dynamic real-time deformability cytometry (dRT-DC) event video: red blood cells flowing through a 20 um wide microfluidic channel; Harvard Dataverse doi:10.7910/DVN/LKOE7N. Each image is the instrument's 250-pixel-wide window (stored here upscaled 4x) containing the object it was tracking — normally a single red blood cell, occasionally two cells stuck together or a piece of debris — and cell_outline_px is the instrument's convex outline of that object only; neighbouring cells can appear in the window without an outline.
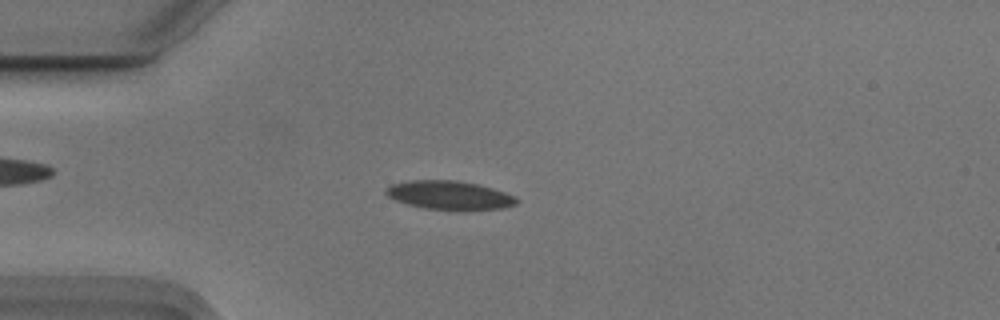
{"species": "Egyptian fruit bat (a non-hibernating species)", "species_latin": "Rousettus aegyptiacus", "temperature_condition": "cold", "stored_images_in_passage": 52, "camera_frame_rate_fps": 3000, "um_per_image_px": 0.085, "animal": {"sex": "male"}, "frame": {"image": 1, "passage_image": 12, "time_ms": 3.667, "image_size_px": [1000, 320], "cell_outline_px": [[520, 200], [516, 204], [504, 208], [464, 212], [456, 212], [424, 208], [408, 204], [396, 200], [388, 196], [384, 192], [384, 188], [392, 184], [408, 180], [456, 180], [476, 184], [492, 188], [516, 196]], "centroid_in_image_um": [38.23, 16.62], "position_along_channel_um": 46.8, "area_um2": 22.54}}
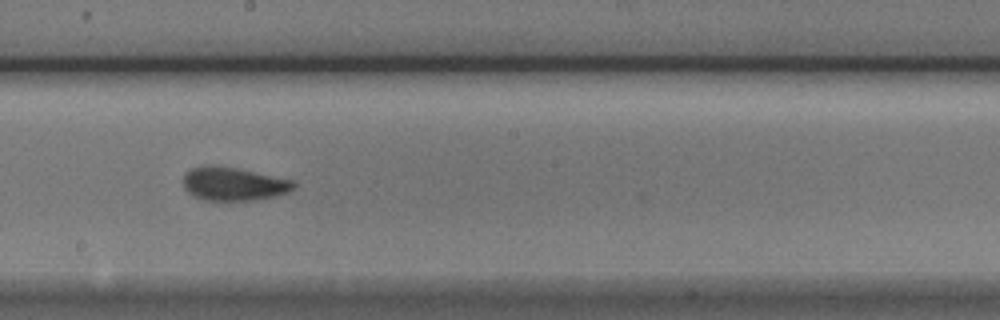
{"frame": {"image": 2, "passage_image": 28, "time_ms": 9.0, "image_size_px": [1000, 320], "cell_outline_px": [[296, 188], [288, 192], [256, 200], [204, 200], [192, 196], [184, 188], [184, 176], [192, 168], [208, 164], [216, 164], [296, 180]], "centroid_in_image_um": [19.87, 15.62], "position_along_channel_um": 228.3, "area_um2": 21.68}}
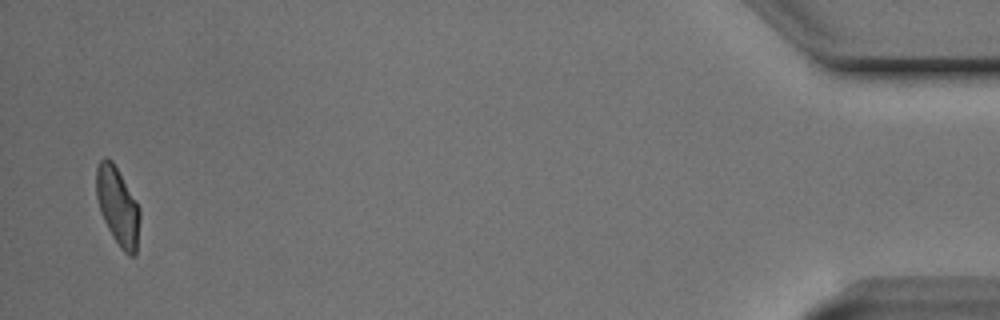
{"frame": {"image": 3, "passage_image": 51, "time_ms": 16.667, "image_size_px": [1000, 320], "cell_outline_px": [[140, 216], [136, 256], [128, 256], [120, 248], [112, 236], [100, 212], [96, 196], [96, 168], [100, 160], [104, 156], [108, 156], [112, 160], [140, 208]], "centroid_in_image_um": [10.0, 17.54], "position_along_channel_um": 425.2, "area_um2": 19.88}, "authors_computed_cell_mechanics": {"area_um2": 20.9814, "velocity_mm_per_s": 3.7163, "shape_relaxation_time_tau1_ms": 3.3372, "shape_relaxation_time_tau2_ms": 1.5088, "deformation_change_tau1": 0.1198, "deformation_change_tau2": 0.0669}}